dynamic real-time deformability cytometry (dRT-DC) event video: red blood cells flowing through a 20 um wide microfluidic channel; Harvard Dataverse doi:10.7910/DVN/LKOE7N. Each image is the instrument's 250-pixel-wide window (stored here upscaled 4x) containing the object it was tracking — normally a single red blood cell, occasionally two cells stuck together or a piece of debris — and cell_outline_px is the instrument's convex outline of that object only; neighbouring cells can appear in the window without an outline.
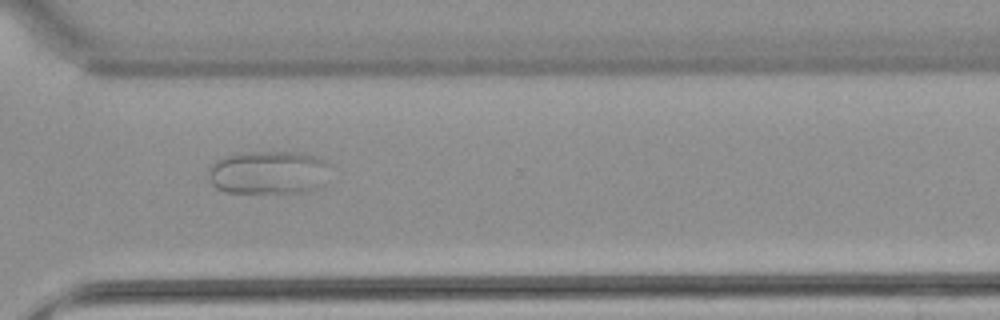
{"species": "common noctule bat (a hibernating species)", "species_latin": "Nyctalus noctula", "temperature_condition": "warm", "stored_images_in_passage": 43, "camera_frame_rate_fps": 3000, "um_per_image_px": 0.085, "animal": {"sex": "female", "body_mass_g": 22.7, "forearm_length_mm": 54.2}, "frame": {"image": 1, "passage_image": 29, "time_ms": 9.333, "image_size_px": [1000, 320], "cell_outline_px": [[332, 164], [324, 184], [316, 188], [304, 192], [224, 192], [216, 188], [208, 180], [208, 168], [216, 160], [228, 156], [252, 152], [304, 152], [320, 156]], "centroid_in_image_um": [22.88, 14.65], "position_along_channel_um": 347.7, "area_um2": 31.21}}